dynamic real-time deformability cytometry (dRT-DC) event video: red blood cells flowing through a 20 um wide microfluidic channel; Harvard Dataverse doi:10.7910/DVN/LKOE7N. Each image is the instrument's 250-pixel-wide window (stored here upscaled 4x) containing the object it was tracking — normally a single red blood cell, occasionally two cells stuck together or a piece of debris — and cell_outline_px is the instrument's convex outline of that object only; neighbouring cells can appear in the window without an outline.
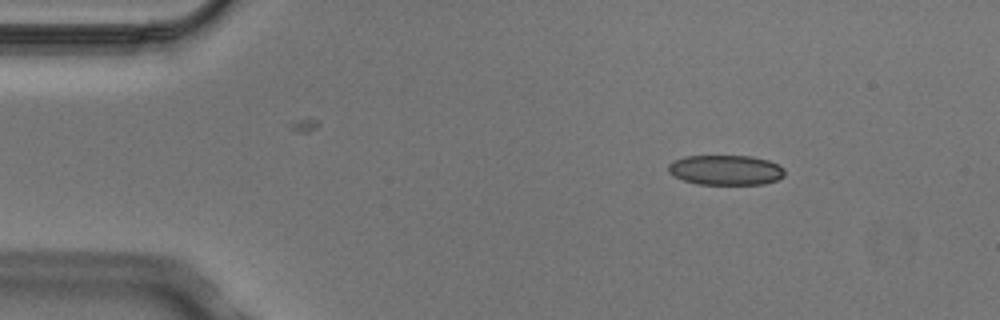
{"species": "Egyptian fruit bat (a non-hibernating species)", "species_latin": "Rousettus aegyptiacus", "temperature_condition": "cold", "stored_images_in_passage": 2, "camera_frame_rate_fps": 3000, "um_per_image_px": 0.085, "animal": {"sex": "male"}, "frame": {"image": 1, "passage_image": 1, "time_ms": 0.0, "image_size_px": [1000, 320], "cell_outline_px": [[784, 176], [776, 180], [764, 184], [696, 184], [684, 180], [668, 172], [668, 164], [672, 160], [684, 156], [752, 156], [768, 160], [784, 168]], "centroid_in_image_um": [61.67, 14.45], "position_along_channel_um": 23.3, "area_um2": 20.35}}